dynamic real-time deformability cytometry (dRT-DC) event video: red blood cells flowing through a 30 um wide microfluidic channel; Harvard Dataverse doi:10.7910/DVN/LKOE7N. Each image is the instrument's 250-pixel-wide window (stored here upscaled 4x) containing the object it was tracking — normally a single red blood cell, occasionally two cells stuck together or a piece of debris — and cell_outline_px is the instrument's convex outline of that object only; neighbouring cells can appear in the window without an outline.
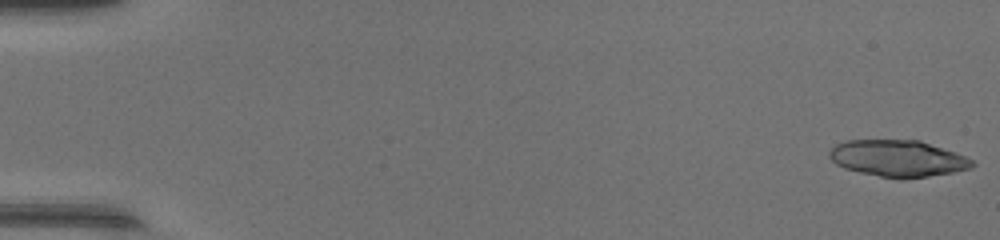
{"species": "common noctule bat (a hibernating species)", "species_latin": "Nyctalus noctula", "temperature_condition": "warm", "stored_images_in_passage": 48, "camera_frame_rate_fps": 3000, "um_per_image_px": 0.085, "animal": {"sex": "female", "body_mass_g": 17.0, "forearm_length_mm": 48.0}, "frame": {"image": 1, "passage_image": 1, "time_ms": 0.0, "image_size_px": [1000, 240], "cell_outline_px": [[976, 164], [972, 168], [952, 172], [928, 176], [880, 176], [860, 172], [844, 168], [836, 164], [828, 156], [828, 152], [836, 144], [848, 140], [920, 140], [956, 152], [972, 160]], "centroid_in_image_um": [76.31, 13.43], "position_along_channel_um": 8.7, "area_um2": 29.82}}
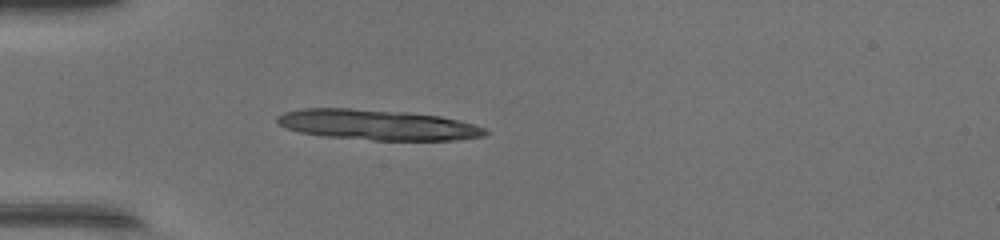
{"frame": {"image": 2, "passage_image": 15, "time_ms": 4.667, "image_size_px": [1000, 240], "cell_outline_px": [[488, 132], [484, 136], [456, 140], [372, 140], [324, 136], [300, 132], [288, 128], [280, 124], [276, 120], [276, 116], [284, 112], [304, 108], [348, 108], [404, 112], [440, 116], [472, 124], [484, 128]], "centroid_in_image_um": [32.06, 10.61], "position_along_channel_um": 52.9, "area_um2": 36.53}}
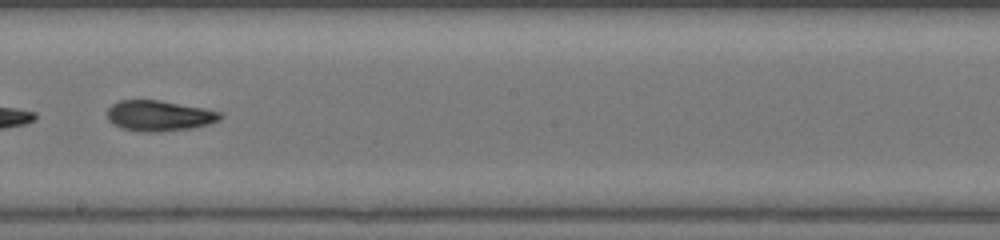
{"frame": {"image": 3, "passage_image": 29, "time_ms": 9.333, "image_size_px": [1000, 240], "cell_outline_px": [[224, 116], [220, 120], [208, 124], [192, 128], [156, 132], [144, 132], [120, 128], [112, 124], [108, 120], [108, 108], [112, 104], [120, 100], [160, 100], [204, 108], [224, 112]], "centroid_in_image_um": [13.55, 9.84], "position_along_channel_um": 234.6, "area_um2": 20.35}, "authors_computed_cell_mechanics": {"area_um2": 25.3164, "velocity_mm_per_s": 4.3644, "shape_relaxation_time_tau1_ms": 5.0271, "shape_relaxation_time_tau2_ms": 2.0634, "deformation_change_tau1": 0.2146, "deformation_change_tau2": 0.0914}}